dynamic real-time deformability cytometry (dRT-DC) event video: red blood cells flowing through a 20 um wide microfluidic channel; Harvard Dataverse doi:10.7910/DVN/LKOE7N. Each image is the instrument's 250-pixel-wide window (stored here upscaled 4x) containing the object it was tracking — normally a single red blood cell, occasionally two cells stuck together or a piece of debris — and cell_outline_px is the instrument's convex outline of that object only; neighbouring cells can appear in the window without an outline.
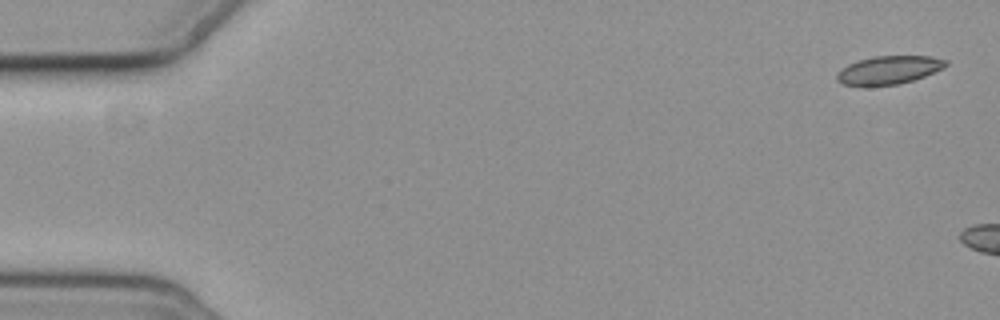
{"species": "common noctule bat (a hibernating species)", "species_latin": "Nyctalus noctula", "temperature_condition": "cold", "stored_images_in_passage": 4, "camera_frame_rate_fps": 3000, "um_per_image_px": 0.085, "animal": {"sex": "female", "body_mass_g": 19.3, "forearm_length_mm": 54.1}, "frame": {"image": 1, "passage_image": 1, "time_ms": 0.0, "image_size_px": [1000, 320], "cell_outline_px": [[948, 64], [944, 68], [924, 76], [912, 80], [896, 84], [844, 84], [836, 80], [836, 72], [840, 68], [848, 64], [872, 56], [932, 56], [948, 60]], "centroid_in_image_um": [75.57, 5.91], "position_along_channel_um": 9.4, "area_um2": 17.63}}